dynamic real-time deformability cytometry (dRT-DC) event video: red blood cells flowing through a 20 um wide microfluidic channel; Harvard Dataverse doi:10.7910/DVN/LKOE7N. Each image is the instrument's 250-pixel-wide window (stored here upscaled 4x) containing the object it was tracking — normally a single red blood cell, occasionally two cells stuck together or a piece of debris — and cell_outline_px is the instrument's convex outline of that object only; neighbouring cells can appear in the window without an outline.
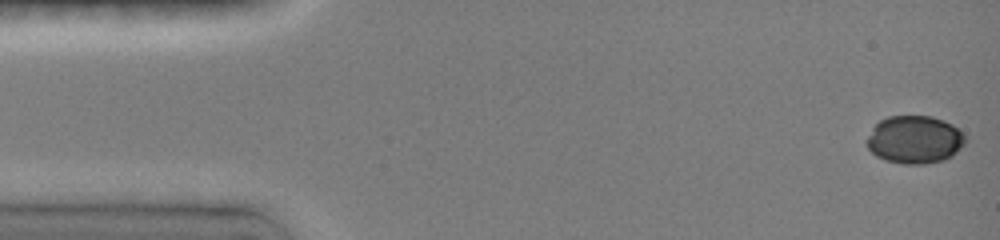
{"species": "common noctule bat (a hibernating species)", "species_latin": "Nyctalus noctula", "temperature_condition": "room temperature", "stored_images_in_passage": 15, "camera_frame_rate_fps": 3000, "um_per_image_px": 0.085, "animal": {"sex": "female", "body_mass_g": 19.0, "forearm_length_mm": 51.5}, "frame": {"image": 1, "passage_image": 1, "time_ms": 0.0, "image_size_px": [1000, 240], "cell_outline_px": [[968, 140], [952, 156], [944, 160], [924, 164], [904, 164], [884, 160], [876, 156], [868, 148], [868, 136], [872, 128], [880, 120], [888, 116], [932, 116], [944, 120], [952, 124]], "centroid_in_image_um": [77.75, 11.87], "position_along_channel_um": 7.3, "area_um2": 27.46}}
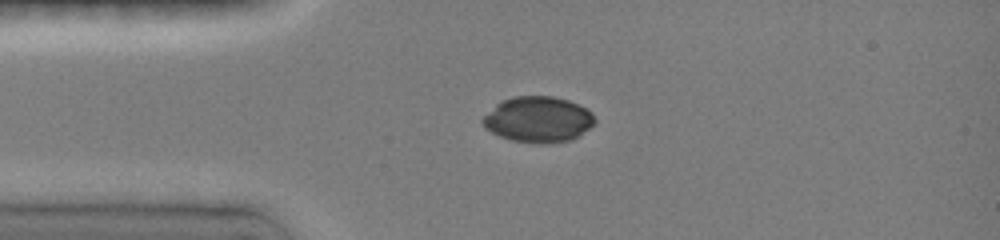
{"frame": {"image": 2, "passage_image": 5, "time_ms": 3.333, "image_size_px": [1000, 240], "cell_outline_px": [[596, 120], [588, 128], [572, 140], [544, 144], [536, 144], [512, 140], [500, 136], [484, 128], [480, 120], [500, 100], [512, 96], [552, 96], [568, 100], [592, 112]], "centroid_in_image_um": [45.7, 10.15], "position_along_channel_um": 39.3, "area_um2": 29.94}}
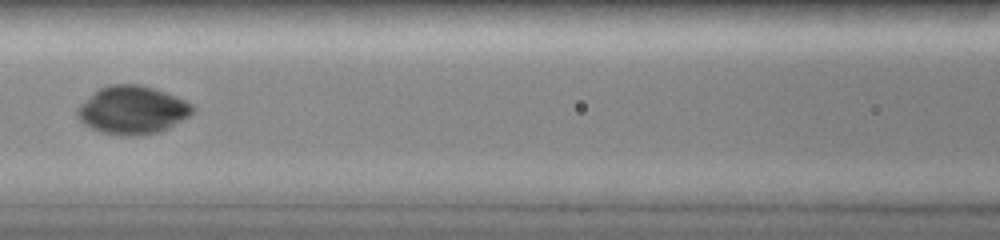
{"frame": {"image": 3, "passage_image": 13, "time_ms": 6.667, "image_size_px": [1000, 240], "cell_outline_px": [[196, 112], [168, 128], [160, 132], [140, 136], [120, 136], [104, 132], [92, 128], [84, 124], [76, 116], [76, 108], [80, 104], [100, 88], [112, 84], [140, 84], [164, 92], [184, 100], [192, 104]], "centroid_in_image_um": [11.26, 9.37], "position_along_channel_um": 155.3, "area_um2": 32.25}}